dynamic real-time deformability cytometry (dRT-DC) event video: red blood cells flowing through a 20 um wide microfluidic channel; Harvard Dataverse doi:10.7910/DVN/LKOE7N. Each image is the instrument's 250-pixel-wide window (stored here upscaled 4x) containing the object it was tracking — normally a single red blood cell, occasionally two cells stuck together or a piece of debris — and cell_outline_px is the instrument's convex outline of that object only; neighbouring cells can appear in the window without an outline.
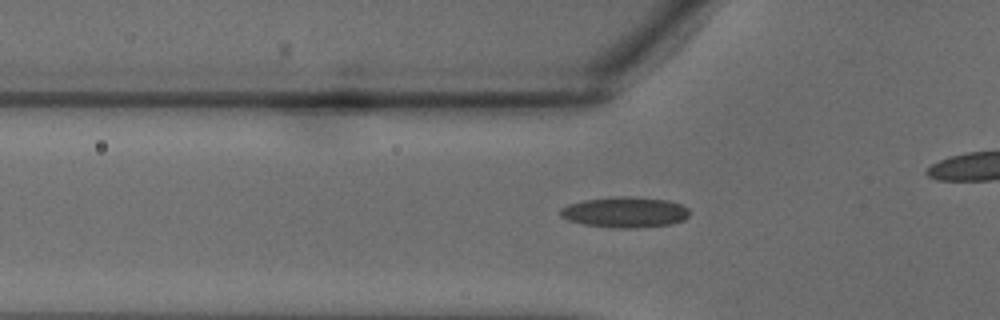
{"species": "common noctule bat (a hibernating species)", "species_latin": "Nyctalus noctula", "temperature_condition": "warm", "stored_images_in_passage": 30, "camera_frame_rate_fps": 3000, "um_per_image_px": 0.085, "animal": {"sex": "male", "body_mass_g": 18.8}, "frame": {"image": 1, "passage_image": 12, "time_ms": 3.667, "image_size_px": [1000, 320], "cell_outline_px": [[688, 216], [684, 220], [672, 224], [636, 228], [620, 228], [584, 224], [568, 220], [560, 216], [560, 208], [568, 204], [584, 200], [616, 196], [628, 196], [668, 200], [680, 204], [688, 208]], "centroid_in_image_um": [53.12, 18.03], "position_along_channel_um": 72.7, "area_um2": 23.06}}
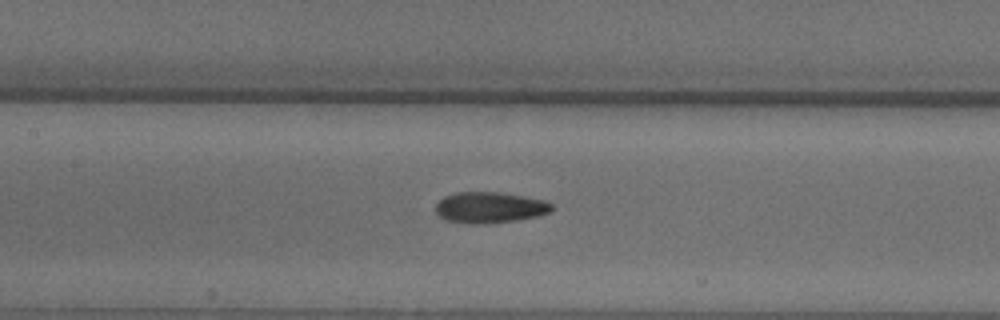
{"frame": {"image": 2, "passage_image": 17, "time_ms": 5.333, "image_size_px": [1000, 320], "cell_outline_px": [[556, 208], [552, 212], [536, 216], [516, 220], [488, 224], [468, 224], [444, 220], [436, 216], [436, 204], [444, 196], [456, 192], [500, 192], [524, 196], [544, 200], [552, 204]], "centroid_in_image_um": [41.62, 17.65], "position_along_channel_um": 165.8, "area_um2": 21.39}}
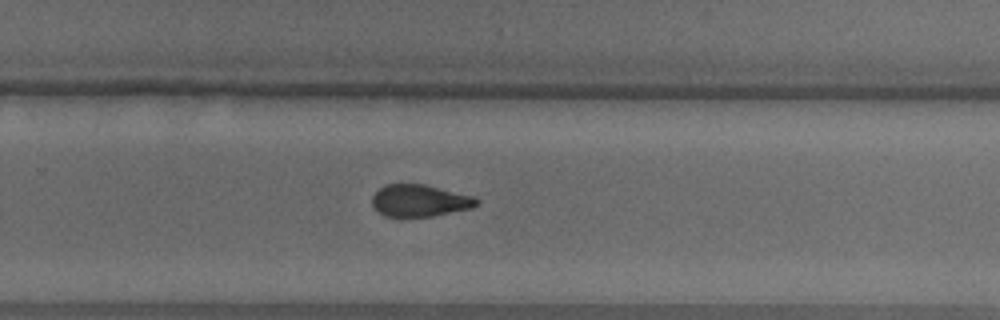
{"frame": {"image": 3, "passage_image": 24, "time_ms": 7.667, "image_size_px": [1000, 320], "cell_outline_px": [[480, 200], [472, 208], [432, 216], [400, 220], [384, 216], [376, 212], [372, 204], [372, 196], [384, 184], [424, 184], [472, 196]], "centroid_in_image_um": [35.59, 17.1], "position_along_channel_um": 294.2, "area_um2": 20.06}}